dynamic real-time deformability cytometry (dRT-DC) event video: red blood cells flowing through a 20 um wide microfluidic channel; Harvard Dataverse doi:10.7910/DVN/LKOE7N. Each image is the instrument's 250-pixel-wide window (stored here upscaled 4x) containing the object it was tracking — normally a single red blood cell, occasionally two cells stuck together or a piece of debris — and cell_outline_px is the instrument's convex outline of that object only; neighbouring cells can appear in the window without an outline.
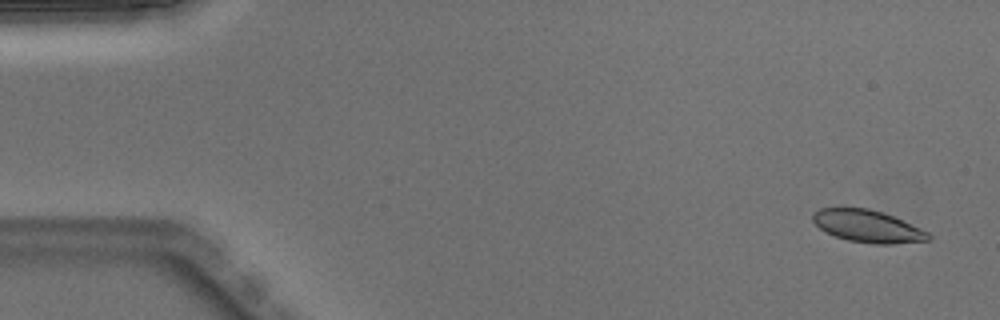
{"species": "Egyptian fruit bat (a non-hibernating species)", "species_latin": "Rousettus aegyptiacus", "temperature_condition": "warm", "stored_images_in_passage": 6, "camera_frame_rate_fps": 3000, "um_per_image_px": 0.085, "animal": {"sex": "male"}, "frame": {"image": 1, "passage_image": 1, "time_ms": 0.0, "image_size_px": [1000, 320], "cell_outline_px": [[932, 240], [892, 244], [872, 244], [848, 240], [836, 236], [820, 228], [812, 220], [812, 212], [820, 208], [868, 208], [892, 216], [920, 228], [928, 232], [932, 236]], "centroid_in_image_um": [73.76, 19.24], "position_along_channel_um": 11.2, "area_um2": 21.56}}